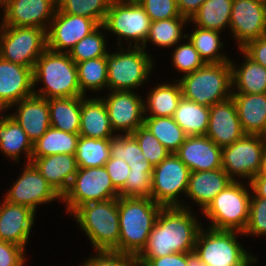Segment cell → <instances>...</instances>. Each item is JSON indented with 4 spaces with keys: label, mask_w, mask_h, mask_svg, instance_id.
I'll use <instances>...</instances> for the list:
<instances>
[{
    "label": "cell",
    "mask_w": 266,
    "mask_h": 266,
    "mask_svg": "<svg viewBox=\"0 0 266 266\" xmlns=\"http://www.w3.org/2000/svg\"><path fill=\"white\" fill-rule=\"evenodd\" d=\"M186 206L162 207L143 250L135 258H157L194 251L202 228Z\"/></svg>",
    "instance_id": "cell-1"
},
{
    "label": "cell",
    "mask_w": 266,
    "mask_h": 266,
    "mask_svg": "<svg viewBox=\"0 0 266 266\" xmlns=\"http://www.w3.org/2000/svg\"><path fill=\"white\" fill-rule=\"evenodd\" d=\"M161 208L150 197L118 198V252L136 257L143 250Z\"/></svg>",
    "instance_id": "cell-2"
},
{
    "label": "cell",
    "mask_w": 266,
    "mask_h": 266,
    "mask_svg": "<svg viewBox=\"0 0 266 266\" xmlns=\"http://www.w3.org/2000/svg\"><path fill=\"white\" fill-rule=\"evenodd\" d=\"M39 81L44 87L34 94L46 99L84 96L81 93L76 63L69 53L46 49L36 60L33 69V87Z\"/></svg>",
    "instance_id": "cell-3"
},
{
    "label": "cell",
    "mask_w": 266,
    "mask_h": 266,
    "mask_svg": "<svg viewBox=\"0 0 266 266\" xmlns=\"http://www.w3.org/2000/svg\"><path fill=\"white\" fill-rule=\"evenodd\" d=\"M96 251L118 252L120 224L118 198L78 207L72 214Z\"/></svg>",
    "instance_id": "cell-4"
},
{
    "label": "cell",
    "mask_w": 266,
    "mask_h": 266,
    "mask_svg": "<svg viewBox=\"0 0 266 266\" xmlns=\"http://www.w3.org/2000/svg\"><path fill=\"white\" fill-rule=\"evenodd\" d=\"M179 83L184 98L211 107L232 96L231 64L205 63L196 71L183 75Z\"/></svg>",
    "instance_id": "cell-5"
},
{
    "label": "cell",
    "mask_w": 266,
    "mask_h": 266,
    "mask_svg": "<svg viewBox=\"0 0 266 266\" xmlns=\"http://www.w3.org/2000/svg\"><path fill=\"white\" fill-rule=\"evenodd\" d=\"M237 234L243 232L201 228L194 251L208 266H251L257 258L242 247Z\"/></svg>",
    "instance_id": "cell-6"
},
{
    "label": "cell",
    "mask_w": 266,
    "mask_h": 266,
    "mask_svg": "<svg viewBox=\"0 0 266 266\" xmlns=\"http://www.w3.org/2000/svg\"><path fill=\"white\" fill-rule=\"evenodd\" d=\"M248 191L237 180L222 190L202 213L211 220L210 228L244 232L252 195Z\"/></svg>",
    "instance_id": "cell-7"
},
{
    "label": "cell",
    "mask_w": 266,
    "mask_h": 266,
    "mask_svg": "<svg viewBox=\"0 0 266 266\" xmlns=\"http://www.w3.org/2000/svg\"><path fill=\"white\" fill-rule=\"evenodd\" d=\"M132 41L129 49L108 53L106 62L108 68L107 87L111 91H133L148 81L152 72L153 61L142 47H135Z\"/></svg>",
    "instance_id": "cell-8"
},
{
    "label": "cell",
    "mask_w": 266,
    "mask_h": 266,
    "mask_svg": "<svg viewBox=\"0 0 266 266\" xmlns=\"http://www.w3.org/2000/svg\"><path fill=\"white\" fill-rule=\"evenodd\" d=\"M0 57L34 69L47 49L46 30L38 27L0 26Z\"/></svg>",
    "instance_id": "cell-9"
},
{
    "label": "cell",
    "mask_w": 266,
    "mask_h": 266,
    "mask_svg": "<svg viewBox=\"0 0 266 266\" xmlns=\"http://www.w3.org/2000/svg\"><path fill=\"white\" fill-rule=\"evenodd\" d=\"M119 198V191L113 186L104 166L78 168L67 192L61 200L67 213L72 214L78 207L97 201Z\"/></svg>",
    "instance_id": "cell-10"
},
{
    "label": "cell",
    "mask_w": 266,
    "mask_h": 266,
    "mask_svg": "<svg viewBox=\"0 0 266 266\" xmlns=\"http://www.w3.org/2000/svg\"><path fill=\"white\" fill-rule=\"evenodd\" d=\"M151 19L137 0H112L103 26L106 31L121 38L134 40L135 47H142L150 31Z\"/></svg>",
    "instance_id": "cell-11"
},
{
    "label": "cell",
    "mask_w": 266,
    "mask_h": 266,
    "mask_svg": "<svg viewBox=\"0 0 266 266\" xmlns=\"http://www.w3.org/2000/svg\"><path fill=\"white\" fill-rule=\"evenodd\" d=\"M190 173L180 158L171 153L153 168L150 198L162 207H183L178 195H186Z\"/></svg>",
    "instance_id": "cell-12"
},
{
    "label": "cell",
    "mask_w": 266,
    "mask_h": 266,
    "mask_svg": "<svg viewBox=\"0 0 266 266\" xmlns=\"http://www.w3.org/2000/svg\"><path fill=\"white\" fill-rule=\"evenodd\" d=\"M266 140L259 135H244L222 148V169L235 181V176L249 181L260 173Z\"/></svg>",
    "instance_id": "cell-13"
},
{
    "label": "cell",
    "mask_w": 266,
    "mask_h": 266,
    "mask_svg": "<svg viewBox=\"0 0 266 266\" xmlns=\"http://www.w3.org/2000/svg\"><path fill=\"white\" fill-rule=\"evenodd\" d=\"M99 24L84 16L63 13L58 7L46 31L47 49L54 52L69 51ZM65 49L64 51H62Z\"/></svg>",
    "instance_id": "cell-14"
},
{
    "label": "cell",
    "mask_w": 266,
    "mask_h": 266,
    "mask_svg": "<svg viewBox=\"0 0 266 266\" xmlns=\"http://www.w3.org/2000/svg\"><path fill=\"white\" fill-rule=\"evenodd\" d=\"M230 29L243 48L248 42L266 35V1L233 0Z\"/></svg>",
    "instance_id": "cell-15"
},
{
    "label": "cell",
    "mask_w": 266,
    "mask_h": 266,
    "mask_svg": "<svg viewBox=\"0 0 266 266\" xmlns=\"http://www.w3.org/2000/svg\"><path fill=\"white\" fill-rule=\"evenodd\" d=\"M59 198L61 199L37 168L29 163L8 190L4 200L11 204L29 207L35 212L39 204H46Z\"/></svg>",
    "instance_id": "cell-16"
},
{
    "label": "cell",
    "mask_w": 266,
    "mask_h": 266,
    "mask_svg": "<svg viewBox=\"0 0 266 266\" xmlns=\"http://www.w3.org/2000/svg\"><path fill=\"white\" fill-rule=\"evenodd\" d=\"M109 94L102 99L113 131H122L126 135L132 134L138 127L143 126L146 115L143 97L133 91H110Z\"/></svg>",
    "instance_id": "cell-17"
},
{
    "label": "cell",
    "mask_w": 266,
    "mask_h": 266,
    "mask_svg": "<svg viewBox=\"0 0 266 266\" xmlns=\"http://www.w3.org/2000/svg\"><path fill=\"white\" fill-rule=\"evenodd\" d=\"M57 7V0H5L2 24L47 31Z\"/></svg>",
    "instance_id": "cell-18"
},
{
    "label": "cell",
    "mask_w": 266,
    "mask_h": 266,
    "mask_svg": "<svg viewBox=\"0 0 266 266\" xmlns=\"http://www.w3.org/2000/svg\"><path fill=\"white\" fill-rule=\"evenodd\" d=\"M205 135L221 148L233 144L245 135L232 96L210 107Z\"/></svg>",
    "instance_id": "cell-19"
},
{
    "label": "cell",
    "mask_w": 266,
    "mask_h": 266,
    "mask_svg": "<svg viewBox=\"0 0 266 266\" xmlns=\"http://www.w3.org/2000/svg\"><path fill=\"white\" fill-rule=\"evenodd\" d=\"M175 154L191 172L222 168V148L206 135L187 136Z\"/></svg>",
    "instance_id": "cell-20"
},
{
    "label": "cell",
    "mask_w": 266,
    "mask_h": 266,
    "mask_svg": "<svg viewBox=\"0 0 266 266\" xmlns=\"http://www.w3.org/2000/svg\"><path fill=\"white\" fill-rule=\"evenodd\" d=\"M33 69L0 57V102L7 108L34 94Z\"/></svg>",
    "instance_id": "cell-21"
},
{
    "label": "cell",
    "mask_w": 266,
    "mask_h": 266,
    "mask_svg": "<svg viewBox=\"0 0 266 266\" xmlns=\"http://www.w3.org/2000/svg\"><path fill=\"white\" fill-rule=\"evenodd\" d=\"M14 105L17 112L10 116L34 144L51 127L48 99L33 94Z\"/></svg>",
    "instance_id": "cell-22"
},
{
    "label": "cell",
    "mask_w": 266,
    "mask_h": 266,
    "mask_svg": "<svg viewBox=\"0 0 266 266\" xmlns=\"http://www.w3.org/2000/svg\"><path fill=\"white\" fill-rule=\"evenodd\" d=\"M0 240L25 248L34 224L35 212L29 207L0 203Z\"/></svg>",
    "instance_id": "cell-23"
},
{
    "label": "cell",
    "mask_w": 266,
    "mask_h": 266,
    "mask_svg": "<svg viewBox=\"0 0 266 266\" xmlns=\"http://www.w3.org/2000/svg\"><path fill=\"white\" fill-rule=\"evenodd\" d=\"M31 163L61 198L67 192L78 171L75 154H55L31 158Z\"/></svg>",
    "instance_id": "cell-24"
},
{
    "label": "cell",
    "mask_w": 266,
    "mask_h": 266,
    "mask_svg": "<svg viewBox=\"0 0 266 266\" xmlns=\"http://www.w3.org/2000/svg\"><path fill=\"white\" fill-rule=\"evenodd\" d=\"M232 181L222 168L191 172L186 195L204 211Z\"/></svg>",
    "instance_id": "cell-25"
},
{
    "label": "cell",
    "mask_w": 266,
    "mask_h": 266,
    "mask_svg": "<svg viewBox=\"0 0 266 266\" xmlns=\"http://www.w3.org/2000/svg\"><path fill=\"white\" fill-rule=\"evenodd\" d=\"M79 135L94 139H111L115 136L102 98L87 99L81 96Z\"/></svg>",
    "instance_id": "cell-26"
},
{
    "label": "cell",
    "mask_w": 266,
    "mask_h": 266,
    "mask_svg": "<svg viewBox=\"0 0 266 266\" xmlns=\"http://www.w3.org/2000/svg\"><path fill=\"white\" fill-rule=\"evenodd\" d=\"M245 135L263 136L266 130V93H232Z\"/></svg>",
    "instance_id": "cell-27"
},
{
    "label": "cell",
    "mask_w": 266,
    "mask_h": 266,
    "mask_svg": "<svg viewBox=\"0 0 266 266\" xmlns=\"http://www.w3.org/2000/svg\"><path fill=\"white\" fill-rule=\"evenodd\" d=\"M51 127L67 133L79 134L81 96L48 99Z\"/></svg>",
    "instance_id": "cell-28"
},
{
    "label": "cell",
    "mask_w": 266,
    "mask_h": 266,
    "mask_svg": "<svg viewBox=\"0 0 266 266\" xmlns=\"http://www.w3.org/2000/svg\"><path fill=\"white\" fill-rule=\"evenodd\" d=\"M244 60L239 69L230 61L232 68V88L243 94L266 93V68L250 59L241 49Z\"/></svg>",
    "instance_id": "cell-29"
},
{
    "label": "cell",
    "mask_w": 266,
    "mask_h": 266,
    "mask_svg": "<svg viewBox=\"0 0 266 266\" xmlns=\"http://www.w3.org/2000/svg\"><path fill=\"white\" fill-rule=\"evenodd\" d=\"M0 151L15 161H19V155L23 151L28 158L26 163H31L33 144L10 114L0 124Z\"/></svg>",
    "instance_id": "cell-30"
},
{
    "label": "cell",
    "mask_w": 266,
    "mask_h": 266,
    "mask_svg": "<svg viewBox=\"0 0 266 266\" xmlns=\"http://www.w3.org/2000/svg\"><path fill=\"white\" fill-rule=\"evenodd\" d=\"M210 107L199 105L182 96L174 112V121L187 136L205 135L208 129Z\"/></svg>",
    "instance_id": "cell-31"
},
{
    "label": "cell",
    "mask_w": 266,
    "mask_h": 266,
    "mask_svg": "<svg viewBox=\"0 0 266 266\" xmlns=\"http://www.w3.org/2000/svg\"><path fill=\"white\" fill-rule=\"evenodd\" d=\"M177 84H161L150 90L146 102H144V112L149 111L145 117H173L178 103L182 98V88L179 81Z\"/></svg>",
    "instance_id": "cell-32"
},
{
    "label": "cell",
    "mask_w": 266,
    "mask_h": 266,
    "mask_svg": "<svg viewBox=\"0 0 266 266\" xmlns=\"http://www.w3.org/2000/svg\"><path fill=\"white\" fill-rule=\"evenodd\" d=\"M80 135L67 133L53 127L33 144L32 158L55 154H75Z\"/></svg>",
    "instance_id": "cell-33"
},
{
    "label": "cell",
    "mask_w": 266,
    "mask_h": 266,
    "mask_svg": "<svg viewBox=\"0 0 266 266\" xmlns=\"http://www.w3.org/2000/svg\"><path fill=\"white\" fill-rule=\"evenodd\" d=\"M233 0H206L198 12L190 19L196 26L222 32L230 27Z\"/></svg>",
    "instance_id": "cell-34"
},
{
    "label": "cell",
    "mask_w": 266,
    "mask_h": 266,
    "mask_svg": "<svg viewBox=\"0 0 266 266\" xmlns=\"http://www.w3.org/2000/svg\"><path fill=\"white\" fill-rule=\"evenodd\" d=\"M143 126L171 153H176L187 137L173 117H145Z\"/></svg>",
    "instance_id": "cell-35"
},
{
    "label": "cell",
    "mask_w": 266,
    "mask_h": 266,
    "mask_svg": "<svg viewBox=\"0 0 266 266\" xmlns=\"http://www.w3.org/2000/svg\"><path fill=\"white\" fill-rule=\"evenodd\" d=\"M110 157V139L79 137L75 153L78 168L102 167Z\"/></svg>",
    "instance_id": "cell-36"
},
{
    "label": "cell",
    "mask_w": 266,
    "mask_h": 266,
    "mask_svg": "<svg viewBox=\"0 0 266 266\" xmlns=\"http://www.w3.org/2000/svg\"><path fill=\"white\" fill-rule=\"evenodd\" d=\"M187 22H189V20L182 15L176 18L151 22L148 37L142 48H146V43L148 41L164 48H169L178 44V42H181V38H186V34L184 36L182 35V29L183 25Z\"/></svg>",
    "instance_id": "cell-37"
},
{
    "label": "cell",
    "mask_w": 266,
    "mask_h": 266,
    "mask_svg": "<svg viewBox=\"0 0 266 266\" xmlns=\"http://www.w3.org/2000/svg\"><path fill=\"white\" fill-rule=\"evenodd\" d=\"M196 30L192 34L187 35L193 47L197 50L200 57L205 63H222L230 62L219 50L223 48L220 41V32L215 30L203 29L196 26ZM220 52V53H219Z\"/></svg>",
    "instance_id": "cell-38"
},
{
    "label": "cell",
    "mask_w": 266,
    "mask_h": 266,
    "mask_svg": "<svg viewBox=\"0 0 266 266\" xmlns=\"http://www.w3.org/2000/svg\"><path fill=\"white\" fill-rule=\"evenodd\" d=\"M76 67L80 90L84 96L88 89L99 91L107 87L108 68L106 57L85 60L76 63Z\"/></svg>",
    "instance_id": "cell-39"
},
{
    "label": "cell",
    "mask_w": 266,
    "mask_h": 266,
    "mask_svg": "<svg viewBox=\"0 0 266 266\" xmlns=\"http://www.w3.org/2000/svg\"><path fill=\"white\" fill-rule=\"evenodd\" d=\"M112 0H57L58 8L66 14L84 16L103 25Z\"/></svg>",
    "instance_id": "cell-40"
},
{
    "label": "cell",
    "mask_w": 266,
    "mask_h": 266,
    "mask_svg": "<svg viewBox=\"0 0 266 266\" xmlns=\"http://www.w3.org/2000/svg\"><path fill=\"white\" fill-rule=\"evenodd\" d=\"M130 167L124 187L119 197H150L152 185V164L128 165Z\"/></svg>",
    "instance_id": "cell-41"
},
{
    "label": "cell",
    "mask_w": 266,
    "mask_h": 266,
    "mask_svg": "<svg viewBox=\"0 0 266 266\" xmlns=\"http://www.w3.org/2000/svg\"><path fill=\"white\" fill-rule=\"evenodd\" d=\"M99 29H105L103 25H99L93 32L82 38L75 46L69 51L70 58L79 63L89 59L99 57H106V40Z\"/></svg>",
    "instance_id": "cell-42"
},
{
    "label": "cell",
    "mask_w": 266,
    "mask_h": 266,
    "mask_svg": "<svg viewBox=\"0 0 266 266\" xmlns=\"http://www.w3.org/2000/svg\"><path fill=\"white\" fill-rule=\"evenodd\" d=\"M110 153L112 158H120L128 165L151 164L145 160L138 142L131 134L119 133L111 138Z\"/></svg>",
    "instance_id": "cell-43"
},
{
    "label": "cell",
    "mask_w": 266,
    "mask_h": 266,
    "mask_svg": "<svg viewBox=\"0 0 266 266\" xmlns=\"http://www.w3.org/2000/svg\"><path fill=\"white\" fill-rule=\"evenodd\" d=\"M131 135L138 142L145 160L150 162L153 167L171 154L144 126L138 127Z\"/></svg>",
    "instance_id": "cell-44"
},
{
    "label": "cell",
    "mask_w": 266,
    "mask_h": 266,
    "mask_svg": "<svg viewBox=\"0 0 266 266\" xmlns=\"http://www.w3.org/2000/svg\"><path fill=\"white\" fill-rule=\"evenodd\" d=\"M187 40L186 44L175 48L172 56L174 66L178 71L185 73L184 75L196 71L205 64L192 43Z\"/></svg>",
    "instance_id": "cell-45"
},
{
    "label": "cell",
    "mask_w": 266,
    "mask_h": 266,
    "mask_svg": "<svg viewBox=\"0 0 266 266\" xmlns=\"http://www.w3.org/2000/svg\"><path fill=\"white\" fill-rule=\"evenodd\" d=\"M266 236V199L251 196L248 222L242 235Z\"/></svg>",
    "instance_id": "cell-46"
},
{
    "label": "cell",
    "mask_w": 266,
    "mask_h": 266,
    "mask_svg": "<svg viewBox=\"0 0 266 266\" xmlns=\"http://www.w3.org/2000/svg\"><path fill=\"white\" fill-rule=\"evenodd\" d=\"M151 22L181 16L176 0H137Z\"/></svg>",
    "instance_id": "cell-47"
},
{
    "label": "cell",
    "mask_w": 266,
    "mask_h": 266,
    "mask_svg": "<svg viewBox=\"0 0 266 266\" xmlns=\"http://www.w3.org/2000/svg\"><path fill=\"white\" fill-rule=\"evenodd\" d=\"M82 266H137L135 256L115 251H97Z\"/></svg>",
    "instance_id": "cell-48"
},
{
    "label": "cell",
    "mask_w": 266,
    "mask_h": 266,
    "mask_svg": "<svg viewBox=\"0 0 266 266\" xmlns=\"http://www.w3.org/2000/svg\"><path fill=\"white\" fill-rule=\"evenodd\" d=\"M25 248L0 240V266H24Z\"/></svg>",
    "instance_id": "cell-49"
},
{
    "label": "cell",
    "mask_w": 266,
    "mask_h": 266,
    "mask_svg": "<svg viewBox=\"0 0 266 266\" xmlns=\"http://www.w3.org/2000/svg\"><path fill=\"white\" fill-rule=\"evenodd\" d=\"M104 167L108 171V175L111 178L113 186L120 191L126 183L127 176L130 172V167L126 161L120 158L118 159L112 157H110Z\"/></svg>",
    "instance_id": "cell-50"
},
{
    "label": "cell",
    "mask_w": 266,
    "mask_h": 266,
    "mask_svg": "<svg viewBox=\"0 0 266 266\" xmlns=\"http://www.w3.org/2000/svg\"><path fill=\"white\" fill-rule=\"evenodd\" d=\"M137 266H186V253H172L157 258H136Z\"/></svg>",
    "instance_id": "cell-51"
},
{
    "label": "cell",
    "mask_w": 266,
    "mask_h": 266,
    "mask_svg": "<svg viewBox=\"0 0 266 266\" xmlns=\"http://www.w3.org/2000/svg\"><path fill=\"white\" fill-rule=\"evenodd\" d=\"M241 50L254 62L266 68V35L248 42Z\"/></svg>",
    "instance_id": "cell-52"
},
{
    "label": "cell",
    "mask_w": 266,
    "mask_h": 266,
    "mask_svg": "<svg viewBox=\"0 0 266 266\" xmlns=\"http://www.w3.org/2000/svg\"><path fill=\"white\" fill-rule=\"evenodd\" d=\"M180 14L190 20L206 0H176Z\"/></svg>",
    "instance_id": "cell-53"
},
{
    "label": "cell",
    "mask_w": 266,
    "mask_h": 266,
    "mask_svg": "<svg viewBox=\"0 0 266 266\" xmlns=\"http://www.w3.org/2000/svg\"><path fill=\"white\" fill-rule=\"evenodd\" d=\"M249 186L253 191L252 194H254L256 197L266 199V177L254 176L249 181Z\"/></svg>",
    "instance_id": "cell-54"
},
{
    "label": "cell",
    "mask_w": 266,
    "mask_h": 266,
    "mask_svg": "<svg viewBox=\"0 0 266 266\" xmlns=\"http://www.w3.org/2000/svg\"><path fill=\"white\" fill-rule=\"evenodd\" d=\"M186 266H208L195 251L186 253Z\"/></svg>",
    "instance_id": "cell-55"
},
{
    "label": "cell",
    "mask_w": 266,
    "mask_h": 266,
    "mask_svg": "<svg viewBox=\"0 0 266 266\" xmlns=\"http://www.w3.org/2000/svg\"><path fill=\"white\" fill-rule=\"evenodd\" d=\"M256 176H264V177H266V150H265V153H264V156H263L262 167H261L260 173L257 174Z\"/></svg>",
    "instance_id": "cell-56"
},
{
    "label": "cell",
    "mask_w": 266,
    "mask_h": 266,
    "mask_svg": "<svg viewBox=\"0 0 266 266\" xmlns=\"http://www.w3.org/2000/svg\"><path fill=\"white\" fill-rule=\"evenodd\" d=\"M6 109H8L2 102H0V114L1 112H3V110L5 111ZM5 115L2 116L0 115V124L3 122V120L5 119Z\"/></svg>",
    "instance_id": "cell-57"
},
{
    "label": "cell",
    "mask_w": 266,
    "mask_h": 266,
    "mask_svg": "<svg viewBox=\"0 0 266 266\" xmlns=\"http://www.w3.org/2000/svg\"><path fill=\"white\" fill-rule=\"evenodd\" d=\"M5 5V0H0V6L4 7Z\"/></svg>",
    "instance_id": "cell-58"
},
{
    "label": "cell",
    "mask_w": 266,
    "mask_h": 266,
    "mask_svg": "<svg viewBox=\"0 0 266 266\" xmlns=\"http://www.w3.org/2000/svg\"><path fill=\"white\" fill-rule=\"evenodd\" d=\"M262 137L266 140V130H265V132H264Z\"/></svg>",
    "instance_id": "cell-59"
}]
</instances>
